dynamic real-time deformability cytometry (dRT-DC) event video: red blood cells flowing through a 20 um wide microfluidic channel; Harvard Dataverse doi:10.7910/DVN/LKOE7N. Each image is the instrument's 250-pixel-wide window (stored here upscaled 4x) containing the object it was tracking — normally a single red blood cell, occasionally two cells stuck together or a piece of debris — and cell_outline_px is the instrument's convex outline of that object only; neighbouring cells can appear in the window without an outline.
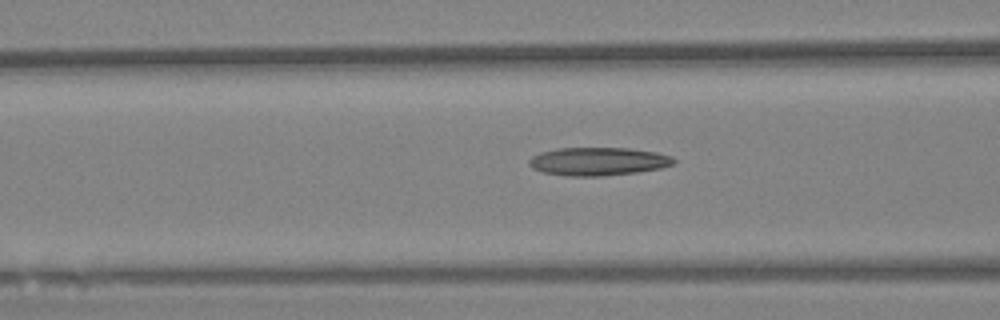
{"species": "Egyptian fruit bat (a non-hibernating species)", "species_latin": "Rousettus aegyptiacus", "temperature_condition": "warm", "stored_images_in_passage": 31, "camera_frame_rate_fps": 3000, "um_per_image_px": 0.085, "animal": {"sex": "female"}, "frame": {"image": 1, "passage_image": 7, "time_ms": 2.0, "image_size_px": [1000, 320], "cell_outline_px": [[676, 160], [672, 164], [660, 168], [636, 172], [600, 176], [568, 176], [544, 172], [532, 168], [528, 164], [528, 160], [532, 156], [540, 152], [556, 148], [628, 148], [656, 152], [672, 156]], "centroid_in_image_um": [50.81, 13.71], "position_along_channel_um": 115.8, "area_um2": 23.7}}
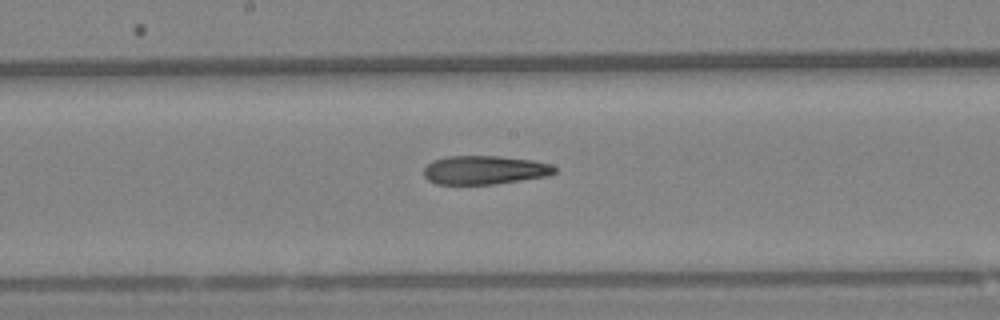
{"frame": {"image": 2, "passage_image": 15, "time_ms": 4.667, "image_size_px": [1000, 320], "cell_outline_px": [[556, 172], [548, 176], [496, 184], [436, 184], [428, 180], [424, 176], [424, 168], [432, 160], [448, 156], [500, 156], [532, 160], [548, 164], [556, 168]], "centroid_in_image_um": [41.17, 14.45], "position_along_channel_um": 207.0, "area_um2": 21.91}}
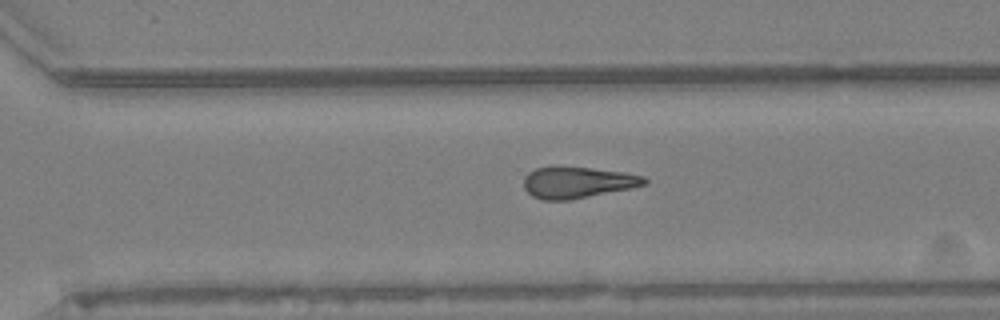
{"frame": {"image": 3, "passage_image": 25, "time_ms": 8.0, "image_size_px": [1000, 320], "cell_outline_px": [[648, 184], [568, 200], [540, 200], [532, 196], [524, 188], [524, 176], [528, 172], [536, 168], [556, 164], [560, 164], [624, 172], [644, 176], [648, 180]], "centroid_in_image_um": [49.03, 15.46], "position_along_channel_um": 321.6, "area_um2": 22.43}}